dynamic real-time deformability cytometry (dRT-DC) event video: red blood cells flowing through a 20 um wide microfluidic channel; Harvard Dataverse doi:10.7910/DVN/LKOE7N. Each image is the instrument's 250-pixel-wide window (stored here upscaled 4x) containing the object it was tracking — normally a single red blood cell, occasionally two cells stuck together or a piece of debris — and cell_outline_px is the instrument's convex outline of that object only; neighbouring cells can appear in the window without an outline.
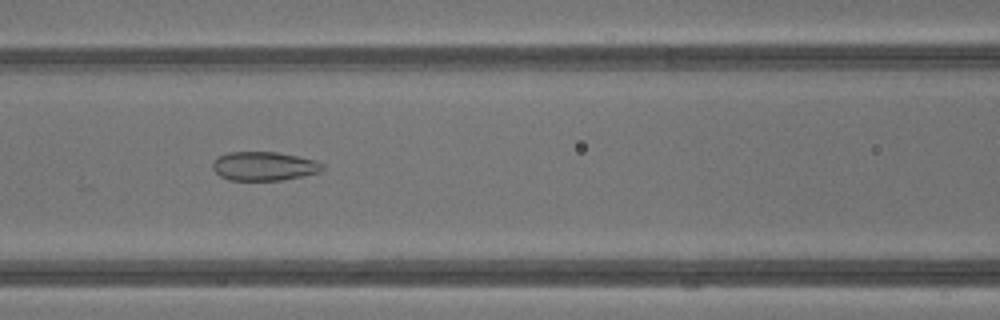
{"species": "common noctule bat (a hibernating species)", "species_latin": "Nyctalus noctula", "temperature_condition": "warm", "stored_images_in_passage": 43, "camera_frame_rate_fps": 3000, "um_per_image_px": 0.085, "animal": {"sex": "male", "body_mass_g": 13.3}, "frame": {"image": 1, "passage_image": 19, "time_ms": 6.0, "image_size_px": [1000, 320], "cell_outline_px": [[324, 168], [320, 172], [280, 180], [228, 180], [220, 176], [212, 168], [212, 164], [220, 156], [228, 152], [276, 152], [316, 160], [324, 164]], "centroid_in_image_um": [22.45, 14.12], "position_along_channel_um": 144.2, "area_um2": 18.32}}
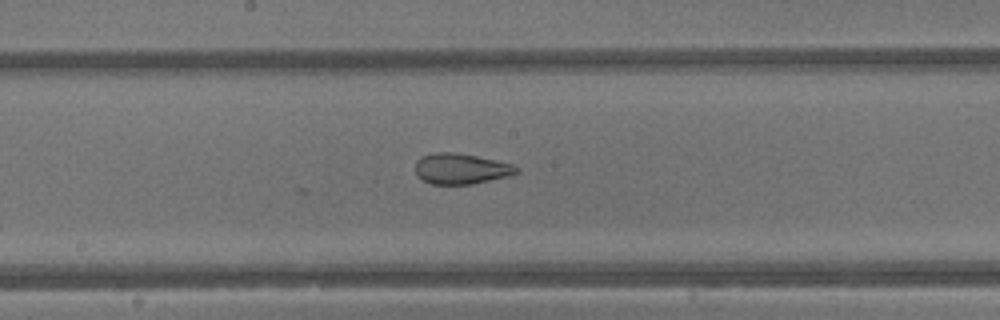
{"frame": {"image": 2, "passage_image": 23, "time_ms": 7.333, "image_size_px": [1000, 320], "cell_outline_px": [[520, 172], [508, 176], [472, 184], [432, 184], [416, 176], [416, 160], [420, 156], [432, 152], [456, 152], [496, 160], [512, 164], [520, 168]], "centroid_in_image_um": [39.17, 14.33], "position_along_channel_um": 209.0, "area_um2": 18.21}}
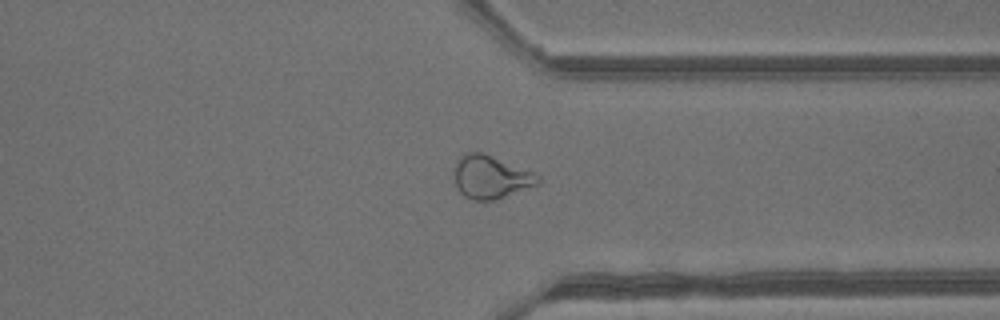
{"frame": {"image": 3, "passage_image": 33, "time_ms": 10.667, "image_size_px": [1000, 320], "cell_outline_px": [[540, 184], [496, 200], [472, 200], [464, 196], [456, 188], [456, 160], [464, 152], [480, 152], [536, 172], [540, 176]], "centroid_in_image_um": [41.76, 15.06], "position_along_channel_um": 369.6, "area_um2": 21.1}, "authors_computed_cell_mechanics": {"area_um2": 23.5246, "velocity_mm_per_s": 4.8683, "shape_relaxation_time_tau1_ms": null, "shape_relaxation_time_tau2_ms": 0.9186, "deformation_change_tau1": null, "deformation_change_tau2": 0.0919}}